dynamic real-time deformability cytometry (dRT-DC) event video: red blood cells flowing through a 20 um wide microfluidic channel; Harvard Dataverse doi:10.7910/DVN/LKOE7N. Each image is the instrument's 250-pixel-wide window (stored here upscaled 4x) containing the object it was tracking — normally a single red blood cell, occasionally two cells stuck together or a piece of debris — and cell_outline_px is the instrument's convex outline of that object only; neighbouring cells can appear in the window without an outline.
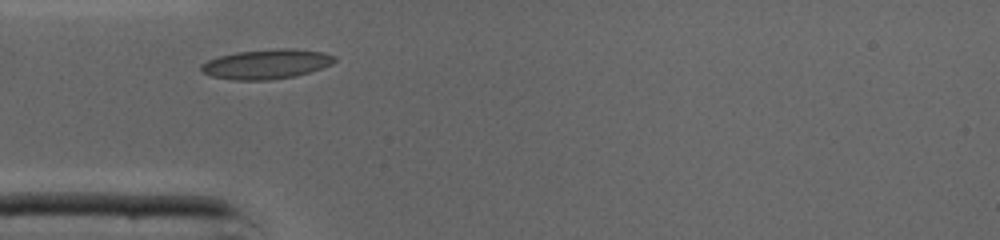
{"species": "common noctule bat (a hibernating species)", "species_latin": "Nyctalus noctula", "temperature_condition": "cold", "stored_images_in_passage": 24, "camera_frame_rate_fps": 3000, "um_per_image_px": 0.085, "animal": {"sex": "male", "body_mass_g": 19.0, "forearm_length_mm": 50.8}, "frame": {"image": 1, "passage_image": 1, "time_ms": 0.0, "image_size_px": [1000, 240], "cell_outline_px": [[336, 60], [332, 64], [296, 76], [268, 80], [236, 80], [212, 76], [204, 72], [200, 68], [200, 64], [208, 60], [220, 56], [236, 52], [276, 48], [292, 48], [324, 52], [336, 56]], "centroid_in_image_um": [22.67, 5.43], "position_along_channel_um": 62.3, "area_um2": 23.0}}
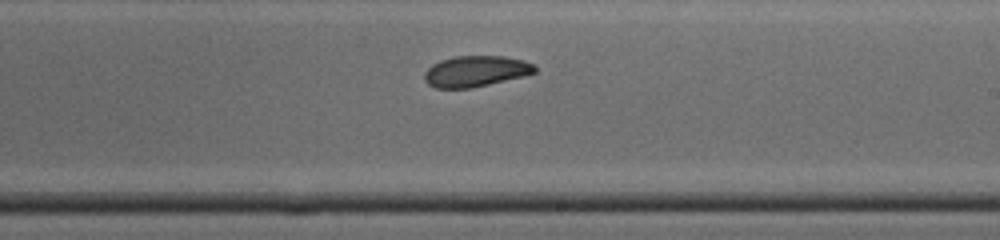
{"frame": {"image": 2, "passage_image": 14, "time_ms": 4.333, "image_size_px": [1000, 240], "cell_outline_px": [[536, 72], [524, 76], [472, 88], [436, 88], [428, 84], [424, 80], [424, 72], [432, 64], [440, 60], [452, 56], [504, 56], [524, 60], [532, 64], [536, 68]], "centroid_in_image_um": [40.41, 6.05], "position_along_channel_um": 248.6, "area_um2": 20.0}}
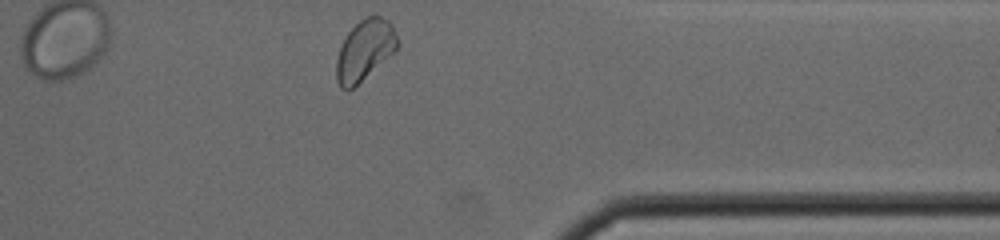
{"frame": {"image": 3, "passage_image": 24, "time_ms": 7.667, "image_size_px": [1000, 240], "cell_outline_px": [[400, 44], [392, 52], [352, 88], [340, 88], [336, 80], [336, 60], [340, 48], [348, 32], [360, 20], [368, 16], [380, 16], [388, 20], [392, 24], [396, 32]], "centroid_in_image_um": [30.99, 4.22], "position_along_channel_um": 380.4, "area_um2": 20.92}, "authors_computed_cell_mechanics": {"area_um2": 20.3456, "velocity_mm_per_s": 4.3179, "shape_relaxation_time_tau1_ms": null, "shape_relaxation_time_tau2_ms": 4.0111, "deformation_change_tau1": null, "deformation_change_tau2": 0.0746}}